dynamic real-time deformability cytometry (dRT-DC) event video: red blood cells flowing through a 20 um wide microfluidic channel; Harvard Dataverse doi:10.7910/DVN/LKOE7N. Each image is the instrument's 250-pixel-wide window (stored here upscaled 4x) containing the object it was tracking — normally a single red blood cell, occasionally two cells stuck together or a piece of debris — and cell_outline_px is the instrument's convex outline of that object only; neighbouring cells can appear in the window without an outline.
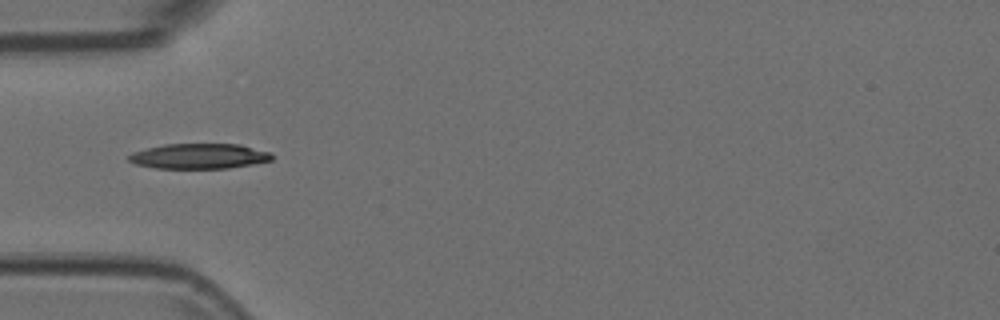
{"species": "Egyptian fruit bat (a non-hibernating species)", "species_latin": "Rousettus aegyptiacus", "temperature_condition": "room temperature", "stored_images_in_passage": 3, "camera_frame_rate_fps": 3000, "um_per_image_px": 0.085, "animal": {"sex": "female"}, "frame": {"image": 1, "passage_image": 1, "time_ms": 0.0, "image_size_px": [1000, 320], "cell_outline_px": [[272, 160], [252, 164], [228, 168], [156, 168], [136, 164], [128, 160], [128, 156], [132, 152], [164, 144], [240, 144], [272, 152]], "centroid_in_image_um": [16.95, 13.27], "position_along_channel_um": 68.1, "area_um2": 20.98}}